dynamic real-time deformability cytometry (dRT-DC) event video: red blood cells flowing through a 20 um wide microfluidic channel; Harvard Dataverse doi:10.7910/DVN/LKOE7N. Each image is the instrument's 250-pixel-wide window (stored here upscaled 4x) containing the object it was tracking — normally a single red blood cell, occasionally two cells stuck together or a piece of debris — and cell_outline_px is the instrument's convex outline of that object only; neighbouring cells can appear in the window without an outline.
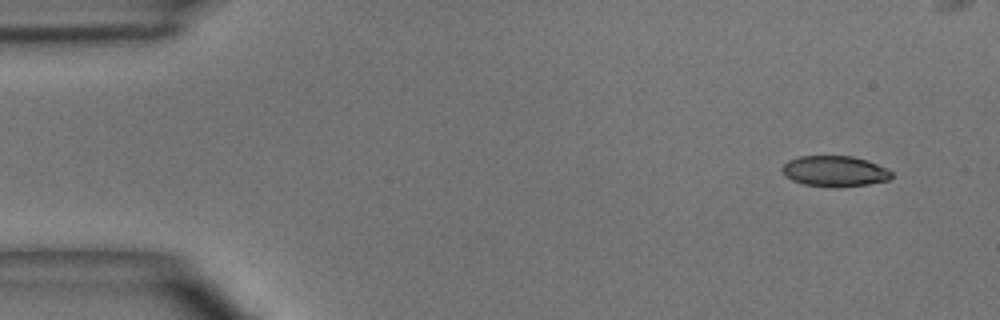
{"species": "common noctule bat (a hibernating species)", "species_latin": "Nyctalus noctula", "temperature_condition": "room temperature", "stored_images_in_passage": 5, "camera_frame_rate_fps": 3000, "um_per_image_px": 0.085, "animal": {"sex": "male", "body_mass_g": 15.6}, "frame": {"image": 1, "passage_image": 1, "time_ms": 0.0, "image_size_px": [1000, 320], "cell_outline_px": [[892, 176], [888, 180], [868, 184], [832, 188], [804, 184], [792, 180], [780, 168], [788, 160], [800, 156], [852, 156], [868, 160], [892, 172]], "centroid_in_image_um": [70.94, 14.55], "position_along_channel_um": 14.1, "area_um2": 19.48}}
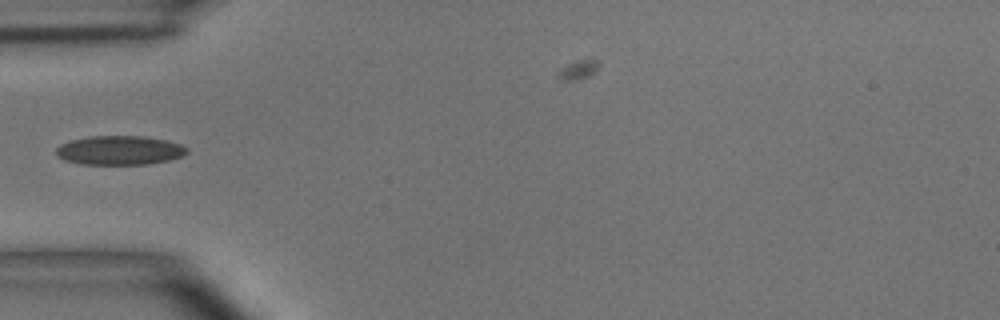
{"frame": {"image": 2, "passage_image": 4, "time_ms": 4.333, "image_size_px": [1000, 320], "cell_outline_px": [[188, 152], [184, 156], [168, 160], [148, 164], [80, 164], [64, 160], [56, 156], [56, 148], [60, 144], [72, 140], [88, 136], [144, 136], [164, 140], [180, 144], [188, 148]], "centroid_in_image_um": [10.15, 12.78], "position_along_channel_um": 74.8, "area_um2": 22.25}}